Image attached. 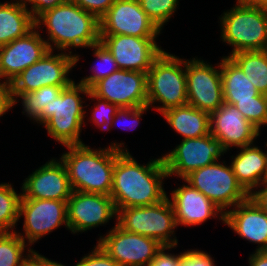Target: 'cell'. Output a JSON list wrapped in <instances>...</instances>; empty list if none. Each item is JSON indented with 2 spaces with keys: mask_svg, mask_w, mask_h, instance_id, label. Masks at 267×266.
<instances>
[{
  "mask_svg": "<svg viewBox=\"0 0 267 266\" xmlns=\"http://www.w3.org/2000/svg\"><path fill=\"white\" fill-rule=\"evenodd\" d=\"M140 164L130 151H122L115 160L112 177V198L116 210L154 205L167 197L168 180L162 156Z\"/></svg>",
  "mask_w": 267,
  "mask_h": 266,
  "instance_id": "cell-1",
  "label": "cell"
},
{
  "mask_svg": "<svg viewBox=\"0 0 267 266\" xmlns=\"http://www.w3.org/2000/svg\"><path fill=\"white\" fill-rule=\"evenodd\" d=\"M35 27L47 33L42 37L50 50L74 55L76 66L82 57L75 49H87L100 43L99 19L71 0L45 11L35 20Z\"/></svg>",
  "mask_w": 267,
  "mask_h": 266,
  "instance_id": "cell-2",
  "label": "cell"
},
{
  "mask_svg": "<svg viewBox=\"0 0 267 266\" xmlns=\"http://www.w3.org/2000/svg\"><path fill=\"white\" fill-rule=\"evenodd\" d=\"M127 146L116 140L103 148L87 144L64 146L67 151L59 159L65 165L72 190L110 196L116 157L129 151Z\"/></svg>",
  "mask_w": 267,
  "mask_h": 266,
  "instance_id": "cell-3",
  "label": "cell"
},
{
  "mask_svg": "<svg viewBox=\"0 0 267 266\" xmlns=\"http://www.w3.org/2000/svg\"><path fill=\"white\" fill-rule=\"evenodd\" d=\"M186 104L185 59L164 50L147 72V105L161 115Z\"/></svg>",
  "mask_w": 267,
  "mask_h": 266,
  "instance_id": "cell-4",
  "label": "cell"
},
{
  "mask_svg": "<svg viewBox=\"0 0 267 266\" xmlns=\"http://www.w3.org/2000/svg\"><path fill=\"white\" fill-rule=\"evenodd\" d=\"M218 17L220 41L232 48L225 56L240 51L266 50L267 9L236 3Z\"/></svg>",
  "mask_w": 267,
  "mask_h": 266,
  "instance_id": "cell-5",
  "label": "cell"
},
{
  "mask_svg": "<svg viewBox=\"0 0 267 266\" xmlns=\"http://www.w3.org/2000/svg\"><path fill=\"white\" fill-rule=\"evenodd\" d=\"M89 90L74 80L51 104V118L42 128L62 147L85 144L80 137L85 121L84 103H87Z\"/></svg>",
  "mask_w": 267,
  "mask_h": 266,
  "instance_id": "cell-6",
  "label": "cell"
},
{
  "mask_svg": "<svg viewBox=\"0 0 267 266\" xmlns=\"http://www.w3.org/2000/svg\"><path fill=\"white\" fill-rule=\"evenodd\" d=\"M117 225L126 232L153 238L162 246L178 247V227L167 197L154 205L119 209Z\"/></svg>",
  "mask_w": 267,
  "mask_h": 266,
  "instance_id": "cell-7",
  "label": "cell"
},
{
  "mask_svg": "<svg viewBox=\"0 0 267 266\" xmlns=\"http://www.w3.org/2000/svg\"><path fill=\"white\" fill-rule=\"evenodd\" d=\"M183 180L203 193L224 213L249 197L225 158L190 172Z\"/></svg>",
  "mask_w": 267,
  "mask_h": 266,
  "instance_id": "cell-8",
  "label": "cell"
},
{
  "mask_svg": "<svg viewBox=\"0 0 267 266\" xmlns=\"http://www.w3.org/2000/svg\"><path fill=\"white\" fill-rule=\"evenodd\" d=\"M75 67L74 55L49 50L10 83L13 101L20 94L34 92L43 86H69L75 80L70 77Z\"/></svg>",
  "mask_w": 267,
  "mask_h": 266,
  "instance_id": "cell-9",
  "label": "cell"
},
{
  "mask_svg": "<svg viewBox=\"0 0 267 266\" xmlns=\"http://www.w3.org/2000/svg\"><path fill=\"white\" fill-rule=\"evenodd\" d=\"M228 152L211 134L200 138L181 139L173 149L161 154L168 178L182 180L190 172L222 160Z\"/></svg>",
  "mask_w": 267,
  "mask_h": 266,
  "instance_id": "cell-10",
  "label": "cell"
},
{
  "mask_svg": "<svg viewBox=\"0 0 267 266\" xmlns=\"http://www.w3.org/2000/svg\"><path fill=\"white\" fill-rule=\"evenodd\" d=\"M23 217V228L16 233L32 248L46 235L55 229L65 227L67 223V201L51 199L21 198L19 204V219Z\"/></svg>",
  "mask_w": 267,
  "mask_h": 266,
  "instance_id": "cell-11",
  "label": "cell"
},
{
  "mask_svg": "<svg viewBox=\"0 0 267 266\" xmlns=\"http://www.w3.org/2000/svg\"><path fill=\"white\" fill-rule=\"evenodd\" d=\"M185 74L189 105L210 114L224 103L220 62L211 64L198 56L185 58Z\"/></svg>",
  "mask_w": 267,
  "mask_h": 266,
  "instance_id": "cell-12",
  "label": "cell"
},
{
  "mask_svg": "<svg viewBox=\"0 0 267 266\" xmlns=\"http://www.w3.org/2000/svg\"><path fill=\"white\" fill-rule=\"evenodd\" d=\"M106 234H98L97 243L120 266H149L162 245L144 235L126 232L114 223Z\"/></svg>",
  "mask_w": 267,
  "mask_h": 266,
  "instance_id": "cell-13",
  "label": "cell"
},
{
  "mask_svg": "<svg viewBox=\"0 0 267 266\" xmlns=\"http://www.w3.org/2000/svg\"><path fill=\"white\" fill-rule=\"evenodd\" d=\"M117 222V210L112 198L105 194L73 191L67 200V223L71 234Z\"/></svg>",
  "mask_w": 267,
  "mask_h": 266,
  "instance_id": "cell-14",
  "label": "cell"
},
{
  "mask_svg": "<svg viewBox=\"0 0 267 266\" xmlns=\"http://www.w3.org/2000/svg\"><path fill=\"white\" fill-rule=\"evenodd\" d=\"M99 22L100 35L159 38L163 33L142 10L138 0H115Z\"/></svg>",
  "mask_w": 267,
  "mask_h": 266,
  "instance_id": "cell-15",
  "label": "cell"
},
{
  "mask_svg": "<svg viewBox=\"0 0 267 266\" xmlns=\"http://www.w3.org/2000/svg\"><path fill=\"white\" fill-rule=\"evenodd\" d=\"M159 38L127 35H100V43L110 52L120 70L147 73L154 60L164 51Z\"/></svg>",
  "mask_w": 267,
  "mask_h": 266,
  "instance_id": "cell-16",
  "label": "cell"
},
{
  "mask_svg": "<svg viewBox=\"0 0 267 266\" xmlns=\"http://www.w3.org/2000/svg\"><path fill=\"white\" fill-rule=\"evenodd\" d=\"M90 91L119 108L147 106V73L118 70L96 82Z\"/></svg>",
  "mask_w": 267,
  "mask_h": 266,
  "instance_id": "cell-17",
  "label": "cell"
},
{
  "mask_svg": "<svg viewBox=\"0 0 267 266\" xmlns=\"http://www.w3.org/2000/svg\"><path fill=\"white\" fill-rule=\"evenodd\" d=\"M182 185L172 189L167 198L170 201L177 227L201 226L209 219L224 224L225 213L210 201L203 193L191 187L182 179Z\"/></svg>",
  "mask_w": 267,
  "mask_h": 266,
  "instance_id": "cell-18",
  "label": "cell"
},
{
  "mask_svg": "<svg viewBox=\"0 0 267 266\" xmlns=\"http://www.w3.org/2000/svg\"><path fill=\"white\" fill-rule=\"evenodd\" d=\"M21 185V198L67 201L73 192L65 165L57 157L34 169Z\"/></svg>",
  "mask_w": 267,
  "mask_h": 266,
  "instance_id": "cell-19",
  "label": "cell"
},
{
  "mask_svg": "<svg viewBox=\"0 0 267 266\" xmlns=\"http://www.w3.org/2000/svg\"><path fill=\"white\" fill-rule=\"evenodd\" d=\"M210 116V134L217 138L231 154L232 148H241L257 142L262 134L233 105L223 103Z\"/></svg>",
  "mask_w": 267,
  "mask_h": 266,
  "instance_id": "cell-20",
  "label": "cell"
},
{
  "mask_svg": "<svg viewBox=\"0 0 267 266\" xmlns=\"http://www.w3.org/2000/svg\"><path fill=\"white\" fill-rule=\"evenodd\" d=\"M49 47L34 27L24 37L0 47V80L11 83L22 71L39 61Z\"/></svg>",
  "mask_w": 267,
  "mask_h": 266,
  "instance_id": "cell-21",
  "label": "cell"
},
{
  "mask_svg": "<svg viewBox=\"0 0 267 266\" xmlns=\"http://www.w3.org/2000/svg\"><path fill=\"white\" fill-rule=\"evenodd\" d=\"M224 225L245 241L256 244V252L267 251V214L250 196L225 213Z\"/></svg>",
  "mask_w": 267,
  "mask_h": 266,
  "instance_id": "cell-22",
  "label": "cell"
},
{
  "mask_svg": "<svg viewBox=\"0 0 267 266\" xmlns=\"http://www.w3.org/2000/svg\"><path fill=\"white\" fill-rule=\"evenodd\" d=\"M231 158V167L238 183L250 195L256 188L266 182L267 156L266 150L256 145V142L245 147L237 148Z\"/></svg>",
  "mask_w": 267,
  "mask_h": 266,
  "instance_id": "cell-23",
  "label": "cell"
},
{
  "mask_svg": "<svg viewBox=\"0 0 267 266\" xmlns=\"http://www.w3.org/2000/svg\"><path fill=\"white\" fill-rule=\"evenodd\" d=\"M161 116L182 139L200 138L210 134L209 113L189 104L166 110Z\"/></svg>",
  "mask_w": 267,
  "mask_h": 266,
  "instance_id": "cell-24",
  "label": "cell"
},
{
  "mask_svg": "<svg viewBox=\"0 0 267 266\" xmlns=\"http://www.w3.org/2000/svg\"><path fill=\"white\" fill-rule=\"evenodd\" d=\"M220 72L225 103L255 101L260 94L241 68L228 56L220 57Z\"/></svg>",
  "mask_w": 267,
  "mask_h": 266,
  "instance_id": "cell-25",
  "label": "cell"
},
{
  "mask_svg": "<svg viewBox=\"0 0 267 266\" xmlns=\"http://www.w3.org/2000/svg\"><path fill=\"white\" fill-rule=\"evenodd\" d=\"M35 27L31 13L18 1H0V47L24 37Z\"/></svg>",
  "mask_w": 267,
  "mask_h": 266,
  "instance_id": "cell-26",
  "label": "cell"
},
{
  "mask_svg": "<svg viewBox=\"0 0 267 266\" xmlns=\"http://www.w3.org/2000/svg\"><path fill=\"white\" fill-rule=\"evenodd\" d=\"M66 87L68 86H43L34 92L20 94L14 100V106L22 104V115L29 118L33 124L42 126L51 118V104L54 99H56Z\"/></svg>",
  "mask_w": 267,
  "mask_h": 266,
  "instance_id": "cell-27",
  "label": "cell"
},
{
  "mask_svg": "<svg viewBox=\"0 0 267 266\" xmlns=\"http://www.w3.org/2000/svg\"><path fill=\"white\" fill-rule=\"evenodd\" d=\"M229 57L241 68L258 92L267 95L266 50L240 51Z\"/></svg>",
  "mask_w": 267,
  "mask_h": 266,
  "instance_id": "cell-28",
  "label": "cell"
},
{
  "mask_svg": "<svg viewBox=\"0 0 267 266\" xmlns=\"http://www.w3.org/2000/svg\"><path fill=\"white\" fill-rule=\"evenodd\" d=\"M21 189L18 193L13 183H0V232H14L18 229Z\"/></svg>",
  "mask_w": 267,
  "mask_h": 266,
  "instance_id": "cell-29",
  "label": "cell"
},
{
  "mask_svg": "<svg viewBox=\"0 0 267 266\" xmlns=\"http://www.w3.org/2000/svg\"><path fill=\"white\" fill-rule=\"evenodd\" d=\"M87 100H91L90 102H94V104L90 106L89 104L85 103V111H88V108L91 107V109L89 108V112L91 113L85 112V119L87 121H84L83 130L85 131V126L88 124L87 122H91L92 125L98 128L101 132L112 131L111 127L113 117L116 115L119 107L105 99L95 96L90 90ZM88 114L91 115L88 116Z\"/></svg>",
  "mask_w": 267,
  "mask_h": 266,
  "instance_id": "cell-30",
  "label": "cell"
},
{
  "mask_svg": "<svg viewBox=\"0 0 267 266\" xmlns=\"http://www.w3.org/2000/svg\"><path fill=\"white\" fill-rule=\"evenodd\" d=\"M32 249L16 231L0 232V266H21Z\"/></svg>",
  "mask_w": 267,
  "mask_h": 266,
  "instance_id": "cell-31",
  "label": "cell"
},
{
  "mask_svg": "<svg viewBox=\"0 0 267 266\" xmlns=\"http://www.w3.org/2000/svg\"><path fill=\"white\" fill-rule=\"evenodd\" d=\"M88 49L92 50L96 63L92 64L90 68L91 74L80 77L81 80L78 81L90 89L96 82L118 71L119 68L113 56L101 43L93 45Z\"/></svg>",
  "mask_w": 267,
  "mask_h": 266,
  "instance_id": "cell-32",
  "label": "cell"
},
{
  "mask_svg": "<svg viewBox=\"0 0 267 266\" xmlns=\"http://www.w3.org/2000/svg\"><path fill=\"white\" fill-rule=\"evenodd\" d=\"M146 15L163 31L179 9L180 0H138Z\"/></svg>",
  "mask_w": 267,
  "mask_h": 266,
  "instance_id": "cell-33",
  "label": "cell"
},
{
  "mask_svg": "<svg viewBox=\"0 0 267 266\" xmlns=\"http://www.w3.org/2000/svg\"><path fill=\"white\" fill-rule=\"evenodd\" d=\"M233 105L260 132L267 127V95L260 93L255 101L235 102Z\"/></svg>",
  "mask_w": 267,
  "mask_h": 266,
  "instance_id": "cell-34",
  "label": "cell"
},
{
  "mask_svg": "<svg viewBox=\"0 0 267 266\" xmlns=\"http://www.w3.org/2000/svg\"><path fill=\"white\" fill-rule=\"evenodd\" d=\"M149 110L152 109L147 105L144 107H129V108H119L116 115L113 117L112 127L123 128L126 131L136 130V127L139 126L142 116ZM124 130V131H125Z\"/></svg>",
  "mask_w": 267,
  "mask_h": 266,
  "instance_id": "cell-35",
  "label": "cell"
},
{
  "mask_svg": "<svg viewBox=\"0 0 267 266\" xmlns=\"http://www.w3.org/2000/svg\"><path fill=\"white\" fill-rule=\"evenodd\" d=\"M75 266H120L114 259H112L103 248L96 243L92 247L91 251H88L87 254H84L80 258V261L77 260Z\"/></svg>",
  "mask_w": 267,
  "mask_h": 266,
  "instance_id": "cell-36",
  "label": "cell"
},
{
  "mask_svg": "<svg viewBox=\"0 0 267 266\" xmlns=\"http://www.w3.org/2000/svg\"><path fill=\"white\" fill-rule=\"evenodd\" d=\"M210 252L196 249H184L180 257L179 266H217Z\"/></svg>",
  "mask_w": 267,
  "mask_h": 266,
  "instance_id": "cell-37",
  "label": "cell"
},
{
  "mask_svg": "<svg viewBox=\"0 0 267 266\" xmlns=\"http://www.w3.org/2000/svg\"><path fill=\"white\" fill-rule=\"evenodd\" d=\"M36 20L45 11L55 8L63 4L67 0H18Z\"/></svg>",
  "mask_w": 267,
  "mask_h": 266,
  "instance_id": "cell-38",
  "label": "cell"
},
{
  "mask_svg": "<svg viewBox=\"0 0 267 266\" xmlns=\"http://www.w3.org/2000/svg\"><path fill=\"white\" fill-rule=\"evenodd\" d=\"M85 11L100 19L115 2V0H71Z\"/></svg>",
  "mask_w": 267,
  "mask_h": 266,
  "instance_id": "cell-39",
  "label": "cell"
},
{
  "mask_svg": "<svg viewBox=\"0 0 267 266\" xmlns=\"http://www.w3.org/2000/svg\"><path fill=\"white\" fill-rule=\"evenodd\" d=\"M176 248L177 246H163L162 249L156 254V257L152 260L149 266H179L182 251L175 254L171 252ZM169 251L171 253H169Z\"/></svg>",
  "mask_w": 267,
  "mask_h": 266,
  "instance_id": "cell-40",
  "label": "cell"
},
{
  "mask_svg": "<svg viewBox=\"0 0 267 266\" xmlns=\"http://www.w3.org/2000/svg\"><path fill=\"white\" fill-rule=\"evenodd\" d=\"M13 107L14 101L10 83L0 80V118L6 115L7 112L12 111Z\"/></svg>",
  "mask_w": 267,
  "mask_h": 266,
  "instance_id": "cell-41",
  "label": "cell"
},
{
  "mask_svg": "<svg viewBox=\"0 0 267 266\" xmlns=\"http://www.w3.org/2000/svg\"><path fill=\"white\" fill-rule=\"evenodd\" d=\"M21 266H49V258L32 249L23 259Z\"/></svg>",
  "mask_w": 267,
  "mask_h": 266,
  "instance_id": "cell-42",
  "label": "cell"
},
{
  "mask_svg": "<svg viewBox=\"0 0 267 266\" xmlns=\"http://www.w3.org/2000/svg\"><path fill=\"white\" fill-rule=\"evenodd\" d=\"M249 196L267 214V182L256 188Z\"/></svg>",
  "mask_w": 267,
  "mask_h": 266,
  "instance_id": "cell-43",
  "label": "cell"
},
{
  "mask_svg": "<svg viewBox=\"0 0 267 266\" xmlns=\"http://www.w3.org/2000/svg\"><path fill=\"white\" fill-rule=\"evenodd\" d=\"M248 264L249 266H267V251L251 252L249 253Z\"/></svg>",
  "mask_w": 267,
  "mask_h": 266,
  "instance_id": "cell-44",
  "label": "cell"
},
{
  "mask_svg": "<svg viewBox=\"0 0 267 266\" xmlns=\"http://www.w3.org/2000/svg\"><path fill=\"white\" fill-rule=\"evenodd\" d=\"M234 2L244 6L267 9V0H235Z\"/></svg>",
  "mask_w": 267,
  "mask_h": 266,
  "instance_id": "cell-45",
  "label": "cell"
},
{
  "mask_svg": "<svg viewBox=\"0 0 267 266\" xmlns=\"http://www.w3.org/2000/svg\"><path fill=\"white\" fill-rule=\"evenodd\" d=\"M49 266H66V264H64L62 262L55 261L54 259L52 260L49 258Z\"/></svg>",
  "mask_w": 267,
  "mask_h": 266,
  "instance_id": "cell-46",
  "label": "cell"
},
{
  "mask_svg": "<svg viewBox=\"0 0 267 266\" xmlns=\"http://www.w3.org/2000/svg\"><path fill=\"white\" fill-rule=\"evenodd\" d=\"M264 143H265V145H264L265 148H264V149H266V147H267V142L264 141ZM266 156H267V149H266ZM266 182H267V177H266Z\"/></svg>",
  "mask_w": 267,
  "mask_h": 266,
  "instance_id": "cell-47",
  "label": "cell"
}]
</instances>
